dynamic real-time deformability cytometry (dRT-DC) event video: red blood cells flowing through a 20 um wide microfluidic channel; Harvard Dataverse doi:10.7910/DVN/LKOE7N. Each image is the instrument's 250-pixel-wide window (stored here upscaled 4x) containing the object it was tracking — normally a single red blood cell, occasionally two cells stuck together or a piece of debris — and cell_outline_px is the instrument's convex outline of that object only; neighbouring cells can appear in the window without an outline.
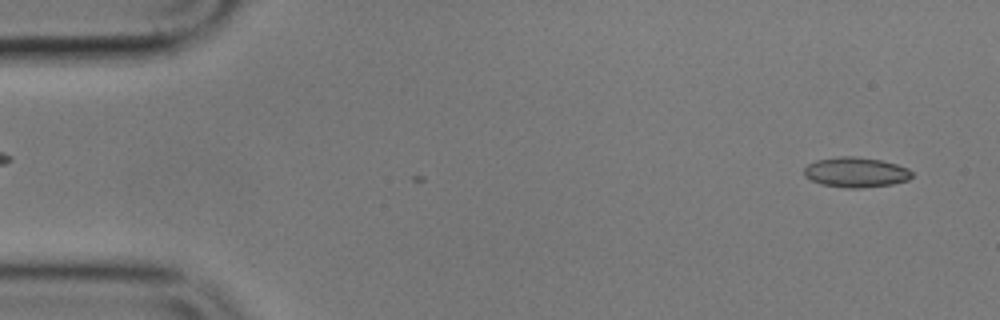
{"species": "common noctule bat (a hibernating species)", "species_latin": "Nyctalus noctula", "temperature_condition": "cold", "stored_images_in_passage": 6, "camera_frame_rate_fps": 3000, "um_per_image_px": 0.085, "animal": {"sex": "male", "body_mass_g": 17.9}, "frame": {"image": 1, "passage_image": 3, "time_ms": 0.667, "image_size_px": [1000, 320], "cell_outline_px": [[912, 176], [908, 180], [892, 184], [860, 188], [844, 188], [820, 184], [804, 176], [804, 168], [808, 164], [816, 160], [840, 156], [852, 156], [880, 160], [896, 164], [908, 168], [912, 172]], "centroid_in_image_um": [72.73, 14.65], "position_along_channel_um": 12.3, "area_um2": 18.9}}